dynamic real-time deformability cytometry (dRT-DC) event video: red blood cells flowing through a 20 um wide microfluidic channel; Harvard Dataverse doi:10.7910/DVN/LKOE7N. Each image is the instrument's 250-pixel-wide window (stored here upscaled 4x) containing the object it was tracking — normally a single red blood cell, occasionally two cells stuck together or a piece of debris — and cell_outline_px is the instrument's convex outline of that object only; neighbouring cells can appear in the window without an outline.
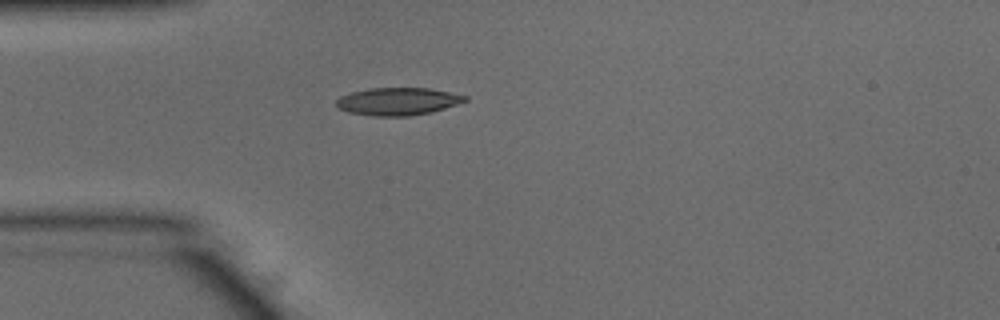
{"species": "common noctule bat (a hibernating species)", "species_latin": "Nyctalus noctula", "temperature_condition": "warm", "stored_images_in_passage": 38, "camera_frame_rate_fps": 3000, "um_per_image_px": 0.085, "animal": {"sex": "male", "body_mass_g": 15.6}, "frame": {"image": 1, "passage_image": 1, "time_ms": 0.0, "image_size_px": [1000, 320], "cell_outline_px": [[468, 100], [432, 112], [408, 116], [372, 116], [348, 112], [336, 108], [336, 100], [340, 96], [352, 92], [368, 88], [428, 88], [468, 96]], "centroid_in_image_um": [33.77, 8.62], "position_along_channel_um": 51.2, "area_um2": 20.69}}
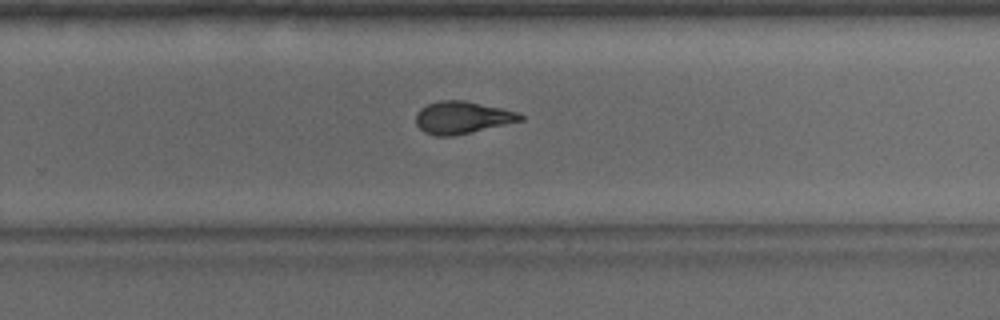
{"frame": {"image": 2, "passage_image": 20, "time_ms": 6.333, "image_size_px": [1000, 320], "cell_outline_px": [[524, 120], [472, 132], [452, 136], [436, 136], [424, 132], [416, 124], [416, 112], [420, 108], [428, 104], [440, 100], [464, 100], [500, 108], [516, 112], [524, 116]], "centroid_in_image_um": [39.26, 9.99], "position_along_channel_um": 290.5, "area_um2": 19.59}}
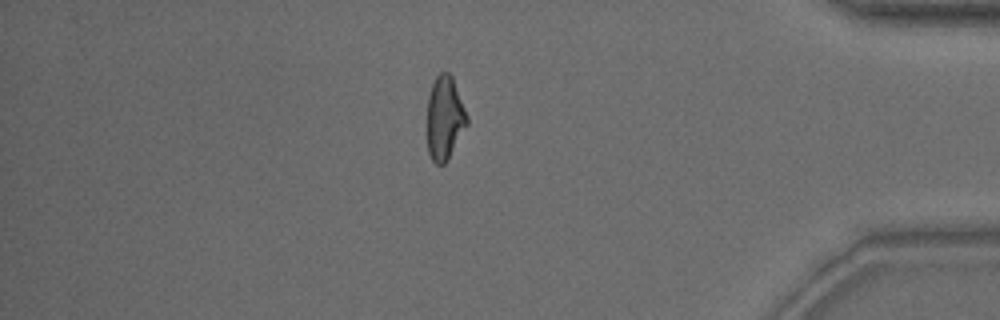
{"frame": {"image": 3, "passage_image": 31, "time_ms": 10.0, "image_size_px": [1000, 320], "cell_outline_px": [[468, 124], [444, 164], [436, 164], [432, 160], [428, 152], [428, 96], [432, 84], [436, 76], [440, 72], [448, 72], [452, 76], [468, 116]], "centroid_in_image_um": [37.8, 10.01], "position_along_channel_um": 397.4, "area_um2": 19.19}, "authors_computed_cell_mechanics": {"area_um2": 19.8543, "velocity_mm_per_s": 3.8954, "shape_relaxation_time_tau1_ms": 5.0283, "shape_relaxation_time_tau2_ms": 1.1835, "deformation_change_tau1": 0.1874, "deformation_change_tau2": 0.0901}}